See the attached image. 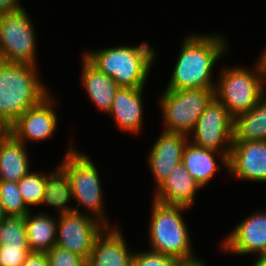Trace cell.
<instances>
[{
    "mask_svg": "<svg viewBox=\"0 0 266 266\" xmlns=\"http://www.w3.org/2000/svg\"><path fill=\"white\" fill-rule=\"evenodd\" d=\"M225 35L188 34L182 45L166 90L215 88L213 72L217 62L229 52Z\"/></svg>",
    "mask_w": 266,
    "mask_h": 266,
    "instance_id": "1",
    "label": "cell"
},
{
    "mask_svg": "<svg viewBox=\"0 0 266 266\" xmlns=\"http://www.w3.org/2000/svg\"><path fill=\"white\" fill-rule=\"evenodd\" d=\"M153 47L142 42L84 51L82 55L100 72L113 78L119 87L143 88L158 56Z\"/></svg>",
    "mask_w": 266,
    "mask_h": 266,
    "instance_id": "2",
    "label": "cell"
},
{
    "mask_svg": "<svg viewBox=\"0 0 266 266\" xmlns=\"http://www.w3.org/2000/svg\"><path fill=\"white\" fill-rule=\"evenodd\" d=\"M38 67L0 60V121L12 125L51 92Z\"/></svg>",
    "mask_w": 266,
    "mask_h": 266,
    "instance_id": "3",
    "label": "cell"
},
{
    "mask_svg": "<svg viewBox=\"0 0 266 266\" xmlns=\"http://www.w3.org/2000/svg\"><path fill=\"white\" fill-rule=\"evenodd\" d=\"M69 143L66 155L58 165L69 177L72 198L76 203L74 212L89 215L106 227L117 226L109 221V215L105 213L104 191L97 165L95 166L89 155L79 151L72 141ZM80 206L84 207L86 212L81 211Z\"/></svg>",
    "mask_w": 266,
    "mask_h": 266,
    "instance_id": "4",
    "label": "cell"
},
{
    "mask_svg": "<svg viewBox=\"0 0 266 266\" xmlns=\"http://www.w3.org/2000/svg\"><path fill=\"white\" fill-rule=\"evenodd\" d=\"M151 216L148 226V238L151 251L171 256L177 260L189 259L195 255L189 234V228L183 218L189 208L164 205L152 200Z\"/></svg>",
    "mask_w": 266,
    "mask_h": 266,
    "instance_id": "5",
    "label": "cell"
},
{
    "mask_svg": "<svg viewBox=\"0 0 266 266\" xmlns=\"http://www.w3.org/2000/svg\"><path fill=\"white\" fill-rule=\"evenodd\" d=\"M251 68L230 66L221 68L215 85V98L235 118L250 111L264 94L260 74L255 63Z\"/></svg>",
    "mask_w": 266,
    "mask_h": 266,
    "instance_id": "6",
    "label": "cell"
},
{
    "mask_svg": "<svg viewBox=\"0 0 266 266\" xmlns=\"http://www.w3.org/2000/svg\"><path fill=\"white\" fill-rule=\"evenodd\" d=\"M215 88L166 90L159 98L163 129L189 135L215 98Z\"/></svg>",
    "mask_w": 266,
    "mask_h": 266,
    "instance_id": "7",
    "label": "cell"
},
{
    "mask_svg": "<svg viewBox=\"0 0 266 266\" xmlns=\"http://www.w3.org/2000/svg\"><path fill=\"white\" fill-rule=\"evenodd\" d=\"M37 37L25 8L0 14V60L39 66Z\"/></svg>",
    "mask_w": 266,
    "mask_h": 266,
    "instance_id": "8",
    "label": "cell"
},
{
    "mask_svg": "<svg viewBox=\"0 0 266 266\" xmlns=\"http://www.w3.org/2000/svg\"><path fill=\"white\" fill-rule=\"evenodd\" d=\"M233 125L234 118L214 98L188 135L189 141L198 147L212 149L229 156L233 142Z\"/></svg>",
    "mask_w": 266,
    "mask_h": 266,
    "instance_id": "9",
    "label": "cell"
},
{
    "mask_svg": "<svg viewBox=\"0 0 266 266\" xmlns=\"http://www.w3.org/2000/svg\"><path fill=\"white\" fill-rule=\"evenodd\" d=\"M105 228L89 215L76 212L57 215L55 245L88 260L96 239Z\"/></svg>",
    "mask_w": 266,
    "mask_h": 266,
    "instance_id": "10",
    "label": "cell"
},
{
    "mask_svg": "<svg viewBox=\"0 0 266 266\" xmlns=\"http://www.w3.org/2000/svg\"><path fill=\"white\" fill-rule=\"evenodd\" d=\"M50 92L37 105L26 110L12 125V135L26 146L49 140L58 128L56 99Z\"/></svg>",
    "mask_w": 266,
    "mask_h": 266,
    "instance_id": "11",
    "label": "cell"
},
{
    "mask_svg": "<svg viewBox=\"0 0 266 266\" xmlns=\"http://www.w3.org/2000/svg\"><path fill=\"white\" fill-rule=\"evenodd\" d=\"M226 236L218 246L222 253L238 256L266 255V211L250 213Z\"/></svg>",
    "mask_w": 266,
    "mask_h": 266,
    "instance_id": "12",
    "label": "cell"
},
{
    "mask_svg": "<svg viewBox=\"0 0 266 266\" xmlns=\"http://www.w3.org/2000/svg\"><path fill=\"white\" fill-rule=\"evenodd\" d=\"M228 164L236 180L266 183V141L232 142Z\"/></svg>",
    "mask_w": 266,
    "mask_h": 266,
    "instance_id": "13",
    "label": "cell"
},
{
    "mask_svg": "<svg viewBox=\"0 0 266 266\" xmlns=\"http://www.w3.org/2000/svg\"><path fill=\"white\" fill-rule=\"evenodd\" d=\"M189 141L186 134L163 130L147 154V166L155 181V188L165 180L173 168L181 163L183 150Z\"/></svg>",
    "mask_w": 266,
    "mask_h": 266,
    "instance_id": "14",
    "label": "cell"
},
{
    "mask_svg": "<svg viewBox=\"0 0 266 266\" xmlns=\"http://www.w3.org/2000/svg\"><path fill=\"white\" fill-rule=\"evenodd\" d=\"M201 188L181 162L153 189L151 200L164 205L184 206L190 209L195 204L197 192Z\"/></svg>",
    "mask_w": 266,
    "mask_h": 266,
    "instance_id": "15",
    "label": "cell"
},
{
    "mask_svg": "<svg viewBox=\"0 0 266 266\" xmlns=\"http://www.w3.org/2000/svg\"><path fill=\"white\" fill-rule=\"evenodd\" d=\"M126 243L120 227H106L94 243L87 266H131L135 251Z\"/></svg>",
    "mask_w": 266,
    "mask_h": 266,
    "instance_id": "16",
    "label": "cell"
},
{
    "mask_svg": "<svg viewBox=\"0 0 266 266\" xmlns=\"http://www.w3.org/2000/svg\"><path fill=\"white\" fill-rule=\"evenodd\" d=\"M144 89L145 87L118 89L107 115L112 116L119 130L138 136L144 129Z\"/></svg>",
    "mask_w": 266,
    "mask_h": 266,
    "instance_id": "17",
    "label": "cell"
},
{
    "mask_svg": "<svg viewBox=\"0 0 266 266\" xmlns=\"http://www.w3.org/2000/svg\"><path fill=\"white\" fill-rule=\"evenodd\" d=\"M228 157L226 154L198 147L188 141L183 150L181 162L197 183L204 188L210 184L211 180L213 181L214 175L220 171L221 166L225 167L228 172ZM218 161L221 162L218 163Z\"/></svg>",
    "mask_w": 266,
    "mask_h": 266,
    "instance_id": "18",
    "label": "cell"
},
{
    "mask_svg": "<svg viewBox=\"0 0 266 266\" xmlns=\"http://www.w3.org/2000/svg\"><path fill=\"white\" fill-rule=\"evenodd\" d=\"M81 82L89 100L104 114H108L120 88L110 76L100 72L84 56L81 59Z\"/></svg>",
    "mask_w": 266,
    "mask_h": 266,
    "instance_id": "19",
    "label": "cell"
},
{
    "mask_svg": "<svg viewBox=\"0 0 266 266\" xmlns=\"http://www.w3.org/2000/svg\"><path fill=\"white\" fill-rule=\"evenodd\" d=\"M27 146L11 135L0 150V180L18 182L31 171Z\"/></svg>",
    "mask_w": 266,
    "mask_h": 266,
    "instance_id": "20",
    "label": "cell"
},
{
    "mask_svg": "<svg viewBox=\"0 0 266 266\" xmlns=\"http://www.w3.org/2000/svg\"><path fill=\"white\" fill-rule=\"evenodd\" d=\"M266 141V93L248 112L234 118L233 142Z\"/></svg>",
    "mask_w": 266,
    "mask_h": 266,
    "instance_id": "21",
    "label": "cell"
},
{
    "mask_svg": "<svg viewBox=\"0 0 266 266\" xmlns=\"http://www.w3.org/2000/svg\"><path fill=\"white\" fill-rule=\"evenodd\" d=\"M26 235L31 251L47 252L56 243L57 217L43 211L33 214L32 210L25 216Z\"/></svg>",
    "mask_w": 266,
    "mask_h": 266,
    "instance_id": "22",
    "label": "cell"
},
{
    "mask_svg": "<svg viewBox=\"0 0 266 266\" xmlns=\"http://www.w3.org/2000/svg\"><path fill=\"white\" fill-rule=\"evenodd\" d=\"M56 166L46 172L45 194L41 206L55 207L58 215L72 213L74 206L68 205L73 200L69 177L59 165Z\"/></svg>",
    "mask_w": 266,
    "mask_h": 266,
    "instance_id": "23",
    "label": "cell"
},
{
    "mask_svg": "<svg viewBox=\"0 0 266 266\" xmlns=\"http://www.w3.org/2000/svg\"><path fill=\"white\" fill-rule=\"evenodd\" d=\"M45 174V172H33L31 170L17 182L22 199L30 210L32 209L31 207L40 206L43 202Z\"/></svg>",
    "mask_w": 266,
    "mask_h": 266,
    "instance_id": "24",
    "label": "cell"
},
{
    "mask_svg": "<svg viewBox=\"0 0 266 266\" xmlns=\"http://www.w3.org/2000/svg\"><path fill=\"white\" fill-rule=\"evenodd\" d=\"M0 246H29L25 217L6 216L1 221Z\"/></svg>",
    "mask_w": 266,
    "mask_h": 266,
    "instance_id": "25",
    "label": "cell"
},
{
    "mask_svg": "<svg viewBox=\"0 0 266 266\" xmlns=\"http://www.w3.org/2000/svg\"><path fill=\"white\" fill-rule=\"evenodd\" d=\"M0 202L7 216L25 217L31 211L23 201L16 182L0 180Z\"/></svg>",
    "mask_w": 266,
    "mask_h": 266,
    "instance_id": "26",
    "label": "cell"
},
{
    "mask_svg": "<svg viewBox=\"0 0 266 266\" xmlns=\"http://www.w3.org/2000/svg\"><path fill=\"white\" fill-rule=\"evenodd\" d=\"M46 254L49 266H87L86 259L56 245Z\"/></svg>",
    "mask_w": 266,
    "mask_h": 266,
    "instance_id": "27",
    "label": "cell"
},
{
    "mask_svg": "<svg viewBox=\"0 0 266 266\" xmlns=\"http://www.w3.org/2000/svg\"><path fill=\"white\" fill-rule=\"evenodd\" d=\"M177 259L151 250L134 252L131 266H175Z\"/></svg>",
    "mask_w": 266,
    "mask_h": 266,
    "instance_id": "28",
    "label": "cell"
},
{
    "mask_svg": "<svg viewBox=\"0 0 266 266\" xmlns=\"http://www.w3.org/2000/svg\"><path fill=\"white\" fill-rule=\"evenodd\" d=\"M30 252L29 246H0V266H22Z\"/></svg>",
    "mask_w": 266,
    "mask_h": 266,
    "instance_id": "29",
    "label": "cell"
},
{
    "mask_svg": "<svg viewBox=\"0 0 266 266\" xmlns=\"http://www.w3.org/2000/svg\"><path fill=\"white\" fill-rule=\"evenodd\" d=\"M22 266H49L46 252L31 251Z\"/></svg>",
    "mask_w": 266,
    "mask_h": 266,
    "instance_id": "30",
    "label": "cell"
},
{
    "mask_svg": "<svg viewBox=\"0 0 266 266\" xmlns=\"http://www.w3.org/2000/svg\"><path fill=\"white\" fill-rule=\"evenodd\" d=\"M266 46V45H265ZM257 64L259 74H260V81H261V87L264 93H266V47L262 50V53H260L259 58H257Z\"/></svg>",
    "mask_w": 266,
    "mask_h": 266,
    "instance_id": "31",
    "label": "cell"
},
{
    "mask_svg": "<svg viewBox=\"0 0 266 266\" xmlns=\"http://www.w3.org/2000/svg\"><path fill=\"white\" fill-rule=\"evenodd\" d=\"M22 8L20 0H0V14L14 12Z\"/></svg>",
    "mask_w": 266,
    "mask_h": 266,
    "instance_id": "32",
    "label": "cell"
},
{
    "mask_svg": "<svg viewBox=\"0 0 266 266\" xmlns=\"http://www.w3.org/2000/svg\"><path fill=\"white\" fill-rule=\"evenodd\" d=\"M12 135L11 125L0 121V150L3 147V144L7 141V139Z\"/></svg>",
    "mask_w": 266,
    "mask_h": 266,
    "instance_id": "33",
    "label": "cell"
},
{
    "mask_svg": "<svg viewBox=\"0 0 266 266\" xmlns=\"http://www.w3.org/2000/svg\"><path fill=\"white\" fill-rule=\"evenodd\" d=\"M175 266H207L203 259L194 256L189 259L178 260Z\"/></svg>",
    "mask_w": 266,
    "mask_h": 266,
    "instance_id": "34",
    "label": "cell"
},
{
    "mask_svg": "<svg viewBox=\"0 0 266 266\" xmlns=\"http://www.w3.org/2000/svg\"><path fill=\"white\" fill-rule=\"evenodd\" d=\"M256 258L250 266H266V255H257Z\"/></svg>",
    "mask_w": 266,
    "mask_h": 266,
    "instance_id": "35",
    "label": "cell"
},
{
    "mask_svg": "<svg viewBox=\"0 0 266 266\" xmlns=\"http://www.w3.org/2000/svg\"><path fill=\"white\" fill-rule=\"evenodd\" d=\"M7 215L5 214V211L3 209V205L0 202V223L1 221L6 217Z\"/></svg>",
    "mask_w": 266,
    "mask_h": 266,
    "instance_id": "36",
    "label": "cell"
}]
</instances>
